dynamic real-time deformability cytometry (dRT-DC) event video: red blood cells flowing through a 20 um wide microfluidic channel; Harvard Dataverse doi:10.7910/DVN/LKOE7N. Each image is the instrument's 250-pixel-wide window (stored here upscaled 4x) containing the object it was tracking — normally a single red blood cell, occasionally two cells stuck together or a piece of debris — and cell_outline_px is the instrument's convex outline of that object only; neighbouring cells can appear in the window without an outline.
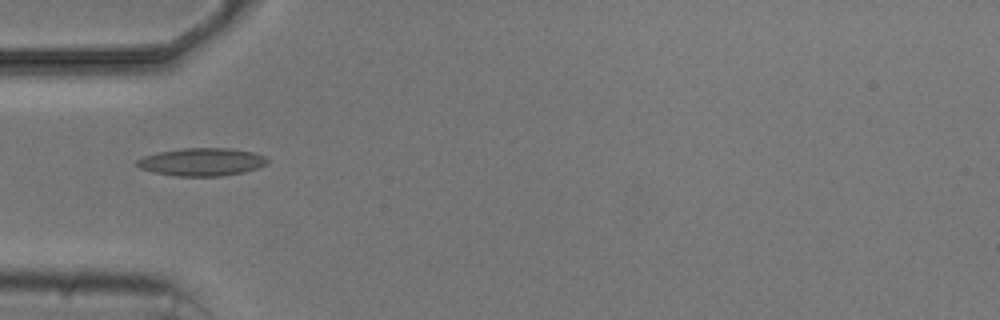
{"species": "common noctule bat (a hibernating species)", "species_latin": "Nyctalus noctula", "temperature_condition": "cold", "stored_images_in_passage": 3, "camera_frame_rate_fps": 3000, "um_per_image_px": 0.085, "animal": {"sex": "male", "body_mass_g": 20.5, "forearm_length_mm": 52.5}, "frame": {"image": 1, "passage_image": 1, "time_ms": 0.0, "image_size_px": [1000, 320], "cell_outline_px": [[268, 164], [244, 172], [220, 176], [176, 176], [152, 172], [140, 168], [136, 164], [136, 160], [144, 156], [160, 152], [184, 148], [228, 148], [252, 152], [264, 156], [268, 160]], "centroid_in_image_um": [17.14, 13.77], "position_along_channel_um": 67.9, "area_um2": 21.04}}
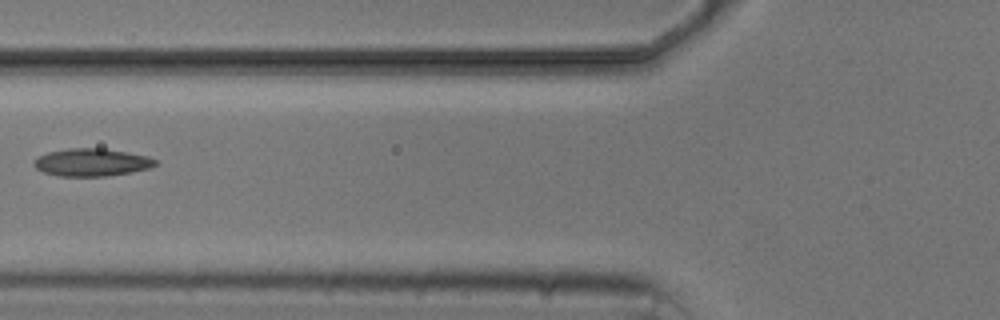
{"frame": {"image": 2, "passage_image": 2, "time_ms": 1.333, "image_size_px": [1000, 320], "cell_outline_px": [[156, 164], [148, 168], [132, 172], [104, 176], [56, 176], [44, 172], [36, 168], [32, 164], [32, 160], [48, 152], [68, 148], [104, 148], [128, 152], [148, 156], [156, 160]], "centroid_in_image_um": [7.76, 13.79], "position_along_channel_um": 118.0, "area_um2": 19.59}}
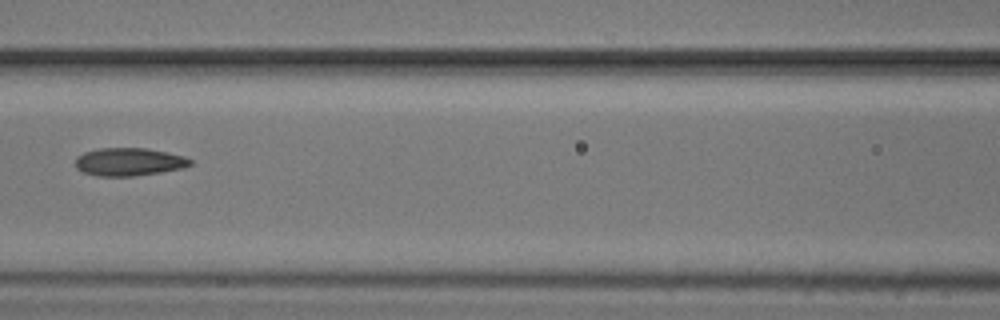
{"frame": {"image": 3, "passage_image": 3, "time_ms": 2.333, "image_size_px": [1000, 320], "cell_outline_px": [[192, 164], [184, 168], [160, 172], [132, 176], [96, 176], [84, 172], [76, 168], [76, 156], [84, 152], [100, 148], [144, 148], [168, 152], [184, 156], [192, 160]], "centroid_in_image_um": [10.97, 13.75], "position_along_channel_um": 155.6, "area_um2": 18.73}}